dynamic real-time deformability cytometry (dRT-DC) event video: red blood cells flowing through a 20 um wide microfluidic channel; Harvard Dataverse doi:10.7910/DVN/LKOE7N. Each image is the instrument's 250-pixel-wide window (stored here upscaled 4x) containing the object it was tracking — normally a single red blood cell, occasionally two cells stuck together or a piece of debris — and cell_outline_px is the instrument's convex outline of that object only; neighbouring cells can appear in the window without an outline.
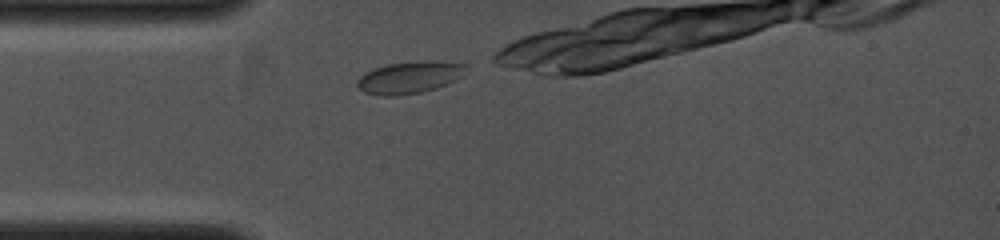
{"species": "common noctule bat (a hibernating species)", "species_latin": "Nyctalus noctula", "temperature_condition": "cold", "stored_images_in_passage": 3, "camera_frame_rate_fps": 4000, "um_per_image_px": 0.085, "animal": {"sex": "female", "body_mass_g": 19.0, "forearm_length_mm": 53.3}, "frame": {"image": 1, "passage_image": 1, "time_ms": 0.0, "image_size_px": [1000, 240], "cell_outline_px": [[468, 64], [464, 76], [448, 84], [436, 88], [420, 92], [396, 96], [380, 96], [364, 92], [356, 84], [356, 80], [360, 76], [376, 68], [388, 64], [424, 60], [436, 60]], "centroid_in_image_um": [34.87, 6.57], "position_along_channel_um": 50.1, "area_um2": 20.52}}
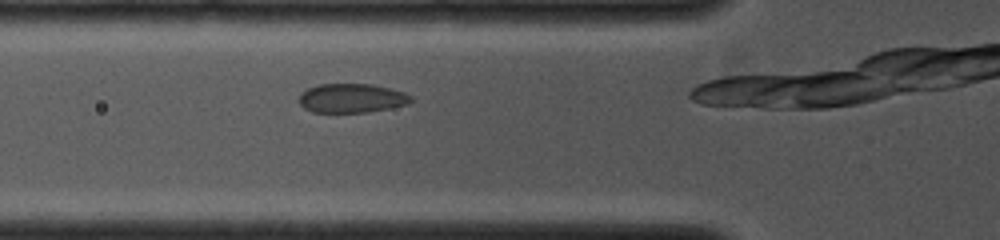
{"frame": {"image": 2, "passage_image": 3, "time_ms": 1.0, "image_size_px": [1000, 240], "cell_outline_px": [[412, 100], [408, 104], [368, 112], [312, 112], [304, 108], [300, 104], [300, 92], [308, 88], [320, 84], [372, 84], [404, 92], [412, 96]], "centroid_in_image_um": [29.88, 8.34], "position_along_channel_um": 95.9, "area_um2": 18.9}}